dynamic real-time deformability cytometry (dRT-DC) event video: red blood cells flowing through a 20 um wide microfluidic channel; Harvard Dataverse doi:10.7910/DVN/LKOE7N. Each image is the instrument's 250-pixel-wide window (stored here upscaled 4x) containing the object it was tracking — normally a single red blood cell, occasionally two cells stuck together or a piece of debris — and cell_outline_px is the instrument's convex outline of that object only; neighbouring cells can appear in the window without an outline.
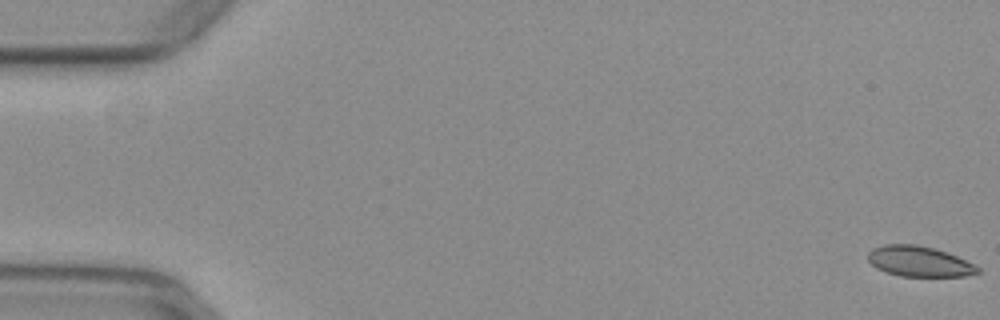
{"species": "common noctule bat (a hibernating species)", "species_latin": "Nyctalus noctula", "temperature_condition": "warm", "stored_images_in_passage": 26, "camera_frame_rate_fps": 3000, "um_per_image_px": 0.085, "animal": {"sex": "female", "body_mass_g": 29.2, "forearm_length_mm": 56.3}, "frame": {"image": 1, "passage_image": 1, "time_ms": 0.0, "image_size_px": [1000, 320], "cell_outline_px": [[980, 272], [964, 276], [900, 276], [876, 268], [868, 260], [868, 252], [872, 248], [884, 244], [916, 244], [948, 252], [980, 268]], "centroid_in_image_um": [78.1, 22.21], "position_along_channel_um": 6.9, "area_um2": 19.31}}
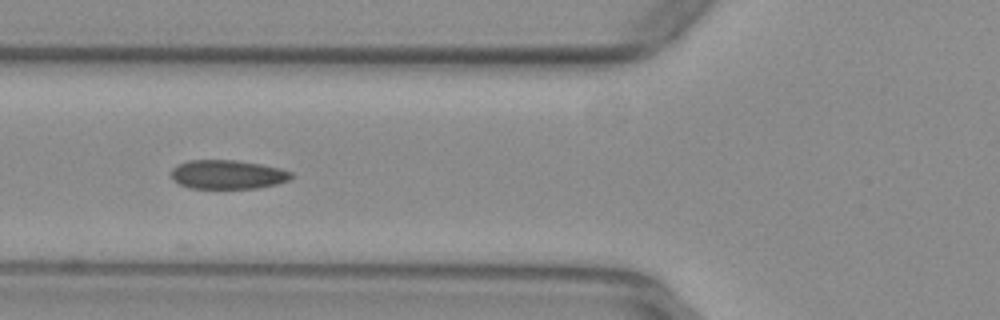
{"frame": {"image": 2, "passage_image": 21, "time_ms": 6.667, "image_size_px": [1000, 320], "cell_outline_px": [[292, 176], [288, 180], [276, 184], [256, 188], [188, 188], [172, 180], [172, 168], [188, 160], [236, 160], [260, 164], [280, 168], [292, 172]], "centroid_in_image_um": [19.33, 14.83], "position_along_channel_um": 106.5, "area_um2": 20.17}}
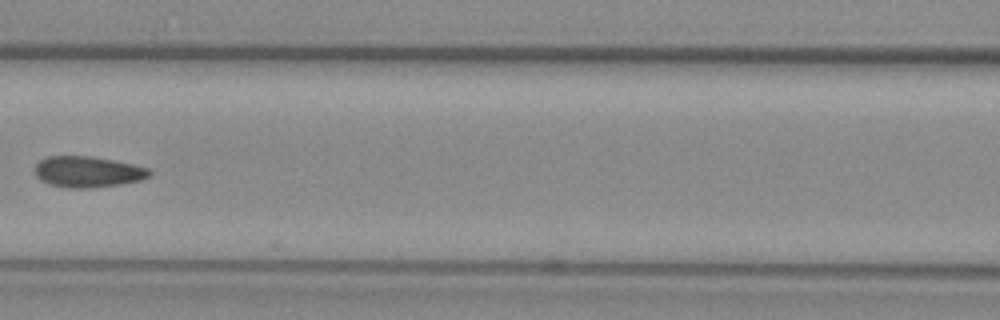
{"frame": {"image": 3, "passage_image": 25, "time_ms": 8.0, "image_size_px": [1000, 320], "cell_outline_px": [[152, 176], [140, 180], [120, 184], [92, 188], [68, 188], [48, 184], [40, 180], [36, 176], [36, 164], [40, 160], [48, 156], [88, 156], [112, 160], [152, 168]], "centroid_in_image_um": [7.49, 14.61], "position_along_channel_um": 159.1, "area_um2": 20.81}}